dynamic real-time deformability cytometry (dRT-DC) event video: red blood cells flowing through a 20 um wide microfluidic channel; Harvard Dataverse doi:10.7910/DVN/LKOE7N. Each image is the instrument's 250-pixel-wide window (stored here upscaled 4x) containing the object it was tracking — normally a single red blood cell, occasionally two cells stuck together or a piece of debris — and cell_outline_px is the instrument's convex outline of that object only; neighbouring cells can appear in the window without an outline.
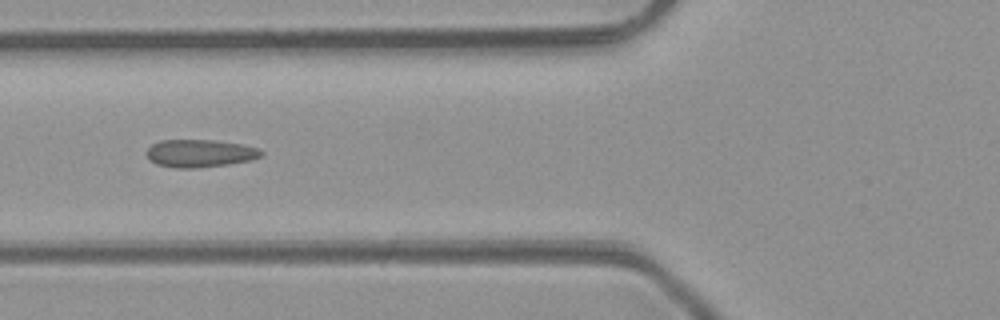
{"species": "common noctule bat (a hibernating species)", "species_latin": "Nyctalus noctula", "temperature_condition": "room temperature", "stored_images_in_passage": 6, "camera_frame_rate_fps": 3000, "um_per_image_px": 0.085, "animal": {"sex": "male", "body_mass_g": 23.1, "forearm_length_mm": 52.7}, "frame": {"image": 1, "passage_image": 6, "time_ms": 5.667, "image_size_px": [1000, 320], "cell_outline_px": [[264, 156], [252, 160], [228, 164], [196, 168], [176, 168], [156, 164], [148, 160], [144, 152], [152, 144], [160, 140], [216, 140], [240, 144], [256, 148], [264, 152]], "centroid_in_image_um": [16.96, 13.04], "position_along_channel_um": 108.8, "area_um2": 18.73}}